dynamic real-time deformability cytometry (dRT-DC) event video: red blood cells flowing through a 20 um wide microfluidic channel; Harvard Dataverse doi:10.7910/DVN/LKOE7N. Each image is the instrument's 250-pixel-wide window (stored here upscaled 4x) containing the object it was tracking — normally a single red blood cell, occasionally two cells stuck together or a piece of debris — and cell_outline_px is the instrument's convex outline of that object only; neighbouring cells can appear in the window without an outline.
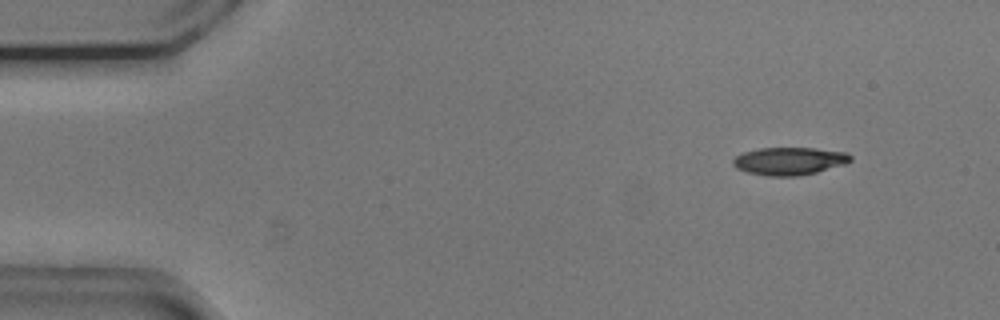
{"species": "common noctule bat (a hibernating species)", "species_latin": "Nyctalus noctula", "temperature_condition": "cold", "stored_images_in_passage": 54, "camera_frame_rate_fps": 3000, "um_per_image_px": 0.085, "animal": {"sex": "male", "body_mass_g": 20.5, "forearm_length_mm": 52.5}, "frame": {"image": 1, "passage_image": 6, "time_ms": 1.667, "image_size_px": [1000, 320], "cell_outline_px": [[852, 160], [844, 164], [816, 172], [796, 176], [768, 176], [748, 172], [736, 168], [732, 164], [732, 160], [736, 156], [744, 152], [760, 148], [816, 148], [848, 152], [852, 156]], "centroid_in_image_um": [67.1, 13.68], "position_along_channel_um": 17.9, "area_um2": 18.96}}
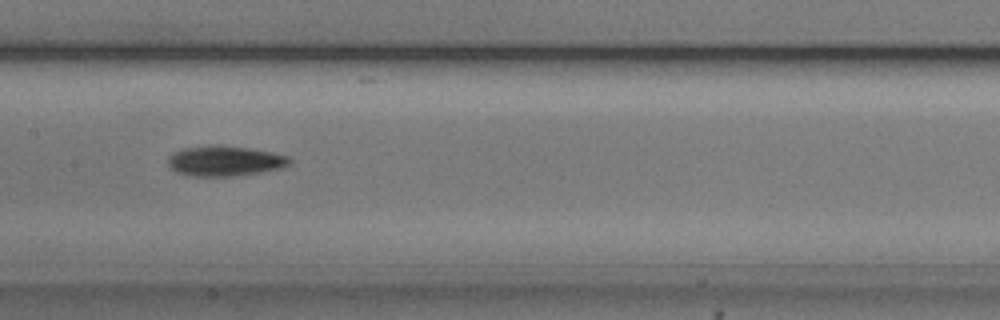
{"frame": {"image": 2, "passage_image": 27, "time_ms": 8.667, "image_size_px": [1000, 320], "cell_outline_px": [[292, 164], [284, 168], [236, 176], [192, 176], [176, 172], [168, 164], [168, 156], [184, 148], [208, 144], [216, 144], [248, 148], [272, 152], [288, 156], [292, 160]], "centroid_in_image_um": [19.15, 13.67], "position_along_channel_um": 188.3, "area_um2": 21.68}}
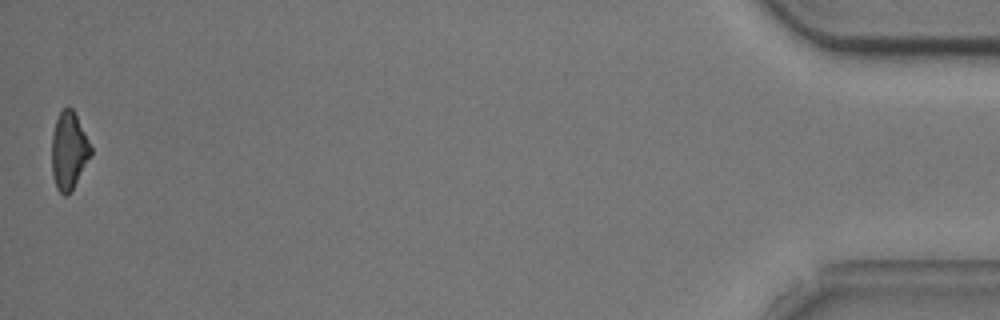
{"frame": {"image": 3, "passage_image": 54, "time_ms": 17.667, "image_size_px": [1000, 320], "cell_outline_px": [[92, 152], [68, 196], [64, 196], [56, 188], [52, 172], [52, 132], [56, 120], [60, 112], [64, 108], [72, 108], [92, 148]], "centroid_in_image_um": [5.83, 12.82], "position_along_channel_um": 429.4, "area_um2": 17.22}, "authors_computed_cell_mechanics": {"area_um2": 19.5653, "velocity_mm_per_s": 3.7369, "shape_relaxation_time_tau1_ms": 2.1642, "shape_relaxation_time_tau2_ms": null, "deformation_change_tau1": 0.1236, "deformation_change_tau2": null}}